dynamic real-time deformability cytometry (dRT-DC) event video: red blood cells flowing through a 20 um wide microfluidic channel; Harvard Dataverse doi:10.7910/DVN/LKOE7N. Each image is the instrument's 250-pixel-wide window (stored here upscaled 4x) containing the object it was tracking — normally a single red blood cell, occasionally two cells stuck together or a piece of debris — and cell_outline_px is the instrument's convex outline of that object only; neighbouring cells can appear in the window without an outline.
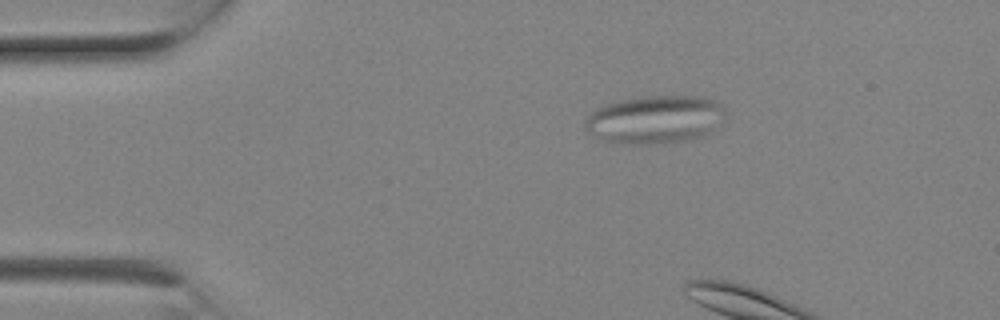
{"species": "Egyptian fruit bat (a non-hibernating species)", "species_latin": "Rousettus aegyptiacus", "temperature_condition": "room temperature", "stored_images_in_passage": 2, "camera_frame_rate_fps": 3000, "um_per_image_px": 0.085, "animal": {"sex": "female"}, "frame": {"image": 1, "passage_image": 1, "time_ms": 0.0, "image_size_px": [1000, 320], "cell_outline_px": [[724, 112], [712, 128], [704, 136], [680, 140], [652, 144], [640, 144], [604, 140], [588, 132], [584, 128], [584, 120], [596, 108], [620, 100], [648, 96], [704, 96], [716, 100], [724, 104]], "centroid_in_image_um": [55.65, 10.13], "position_along_channel_um": 29.4, "area_um2": 38.61}}